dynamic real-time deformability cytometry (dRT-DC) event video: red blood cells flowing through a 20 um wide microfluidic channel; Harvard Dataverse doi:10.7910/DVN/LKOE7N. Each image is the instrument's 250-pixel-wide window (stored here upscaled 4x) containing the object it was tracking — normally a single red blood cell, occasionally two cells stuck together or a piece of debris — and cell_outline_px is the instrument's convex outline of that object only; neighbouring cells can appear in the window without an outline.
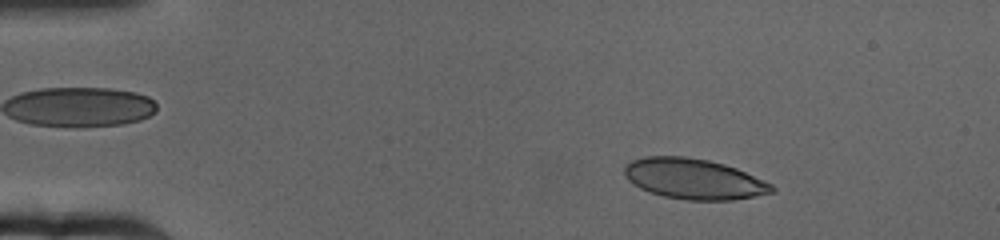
{"species": "human", "species_latin": "Homo sapiens", "temperature_condition": "cold", "stored_images_in_passage": 24, "camera_frame_rate_fps": 3000, "um_per_image_px": 0.085, "donor": {"sex": "female"}, "frame": {"image": 1, "passage_image": 9, "time_ms": 2.667, "image_size_px": [1000, 240], "cell_outline_px": [[776, 192], [732, 200], [688, 200], [664, 196], [640, 188], [632, 184], [624, 176], [624, 168], [632, 160], [644, 156], [684, 156], [708, 160], [724, 164], [736, 168], [764, 180], [772, 184], [776, 188]], "centroid_in_image_um": [58.98, 15.2], "position_along_channel_um": 26.0, "area_um2": 34.8}}
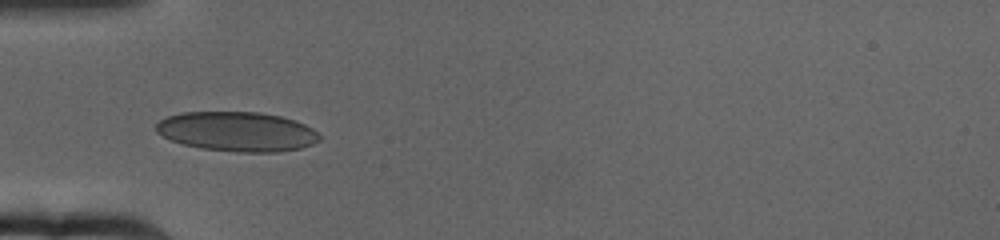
{"frame": {"image": 2, "passage_image": 20, "time_ms": 6.333, "image_size_px": [1000, 240], "cell_outline_px": [[320, 140], [312, 144], [300, 148], [280, 152], [240, 152], [200, 148], [184, 144], [172, 140], [156, 132], [156, 124], [160, 120], [168, 116], [184, 112], [260, 112], [280, 116], [296, 120], [312, 128], [320, 136]], "centroid_in_image_um": [20.17, 11.18], "position_along_channel_um": 64.8, "area_um2": 37.63}}
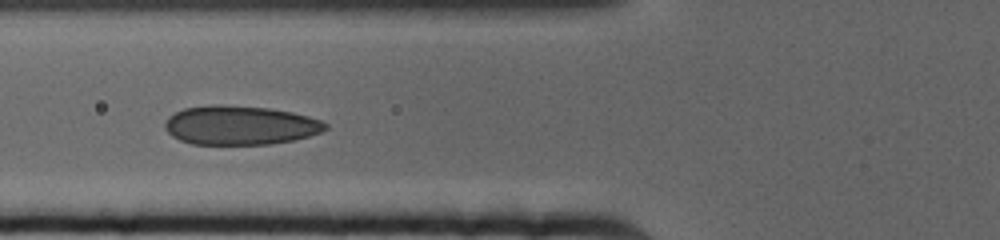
{"frame": {"image": 3, "passage_image": 24, "time_ms": 7.667, "image_size_px": [1000, 240], "cell_outline_px": [[328, 128], [320, 132], [296, 140], [268, 144], [192, 144], [180, 140], [172, 136], [164, 128], [164, 124], [168, 116], [184, 108], [216, 104], [268, 108], [292, 112], [308, 116], [320, 120], [328, 124]], "centroid_in_image_um": [20.4, 10.65], "position_along_channel_um": 105.4, "area_um2": 36.53}}